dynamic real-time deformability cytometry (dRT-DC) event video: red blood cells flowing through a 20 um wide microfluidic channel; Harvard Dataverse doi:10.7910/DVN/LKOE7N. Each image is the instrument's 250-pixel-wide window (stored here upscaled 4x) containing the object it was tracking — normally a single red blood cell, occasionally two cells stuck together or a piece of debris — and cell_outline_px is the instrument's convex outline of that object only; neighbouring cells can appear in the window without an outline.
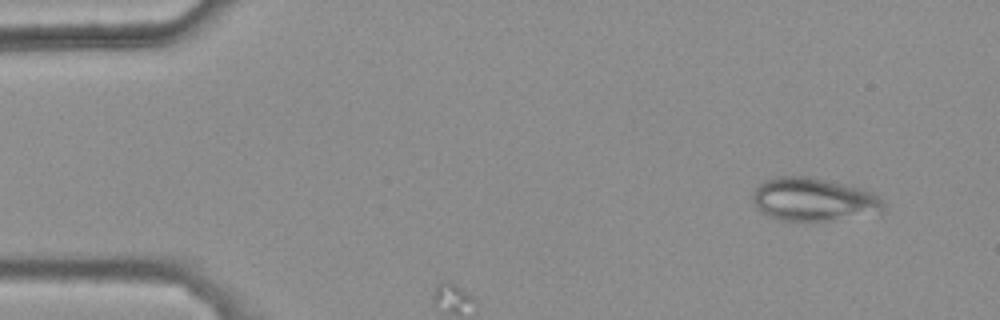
{"species": "common noctule bat (a hibernating species)", "species_latin": "Nyctalus noctula", "temperature_condition": "warm", "stored_images_in_passage": 5, "camera_frame_rate_fps": 3000, "um_per_image_px": 0.085, "animal": {"sex": "female", "body_mass_g": 25.1}, "frame": {"image": 1, "passage_image": 1, "time_ms": 0.0, "image_size_px": [1000, 320], "cell_outline_px": [[884, 212], [880, 216], [804, 224], [780, 220], [768, 216], [756, 208], [752, 200], [752, 196], [756, 188], [760, 184], [768, 180], [780, 176], [808, 176], [872, 192], [884, 204]], "centroid_in_image_um": [69.2, 17.05], "position_along_channel_um": 15.8, "area_um2": 33.93}}